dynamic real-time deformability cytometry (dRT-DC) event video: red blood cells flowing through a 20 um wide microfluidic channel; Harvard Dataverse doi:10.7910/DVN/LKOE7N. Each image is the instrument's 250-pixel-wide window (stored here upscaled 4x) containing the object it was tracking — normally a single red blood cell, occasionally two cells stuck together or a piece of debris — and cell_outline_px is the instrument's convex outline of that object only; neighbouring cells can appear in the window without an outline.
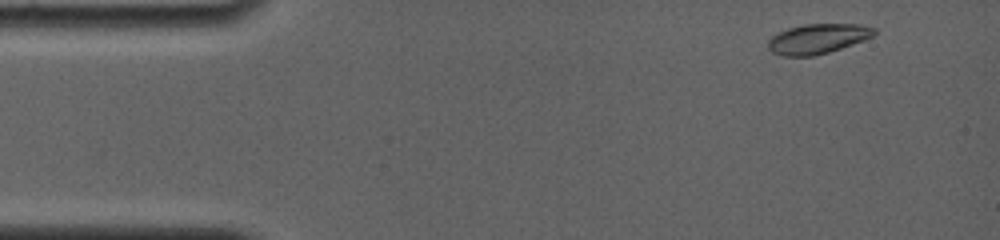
{"species": "common noctule bat (a hibernating species)", "species_latin": "Nyctalus noctula", "temperature_condition": "room temperature", "stored_images_in_passage": 35, "camera_frame_rate_fps": 4000, "um_per_image_px": 0.085, "animal": {"sex": "female", "body_mass_g": 19.0, "forearm_length_mm": 56.7}, "frame": {"image": 1, "passage_image": 2, "time_ms": 0.25, "image_size_px": [1000, 240], "cell_outline_px": [[876, 32], [872, 36], [864, 40], [828, 52], [812, 56], [780, 56], [772, 52], [768, 48], [768, 40], [776, 32], [788, 28], [804, 24], [860, 24], [876, 28]], "centroid_in_image_um": [69.47, 3.29], "position_along_channel_um": 15.5, "area_um2": 18.5}}
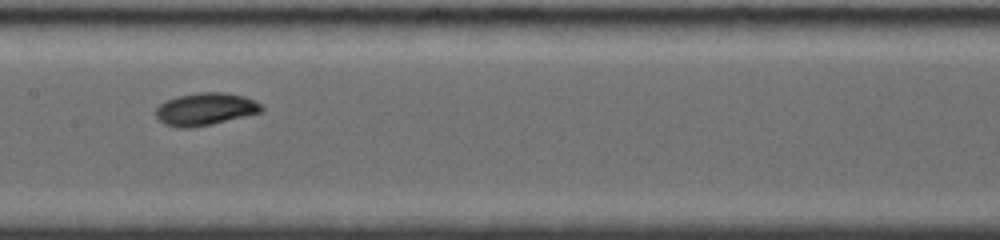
{"frame": {"image": 2, "passage_image": 17, "time_ms": 7.25, "image_size_px": [1000, 240], "cell_outline_px": [[264, 108], [260, 112], [212, 124], [188, 128], [180, 128], [164, 124], [156, 116], [156, 108], [160, 104], [176, 96], [200, 92], [224, 92], [244, 96], [260, 104]], "centroid_in_image_um": [17.43, 9.27], "position_along_channel_um": 190.0, "area_um2": 19.77}}
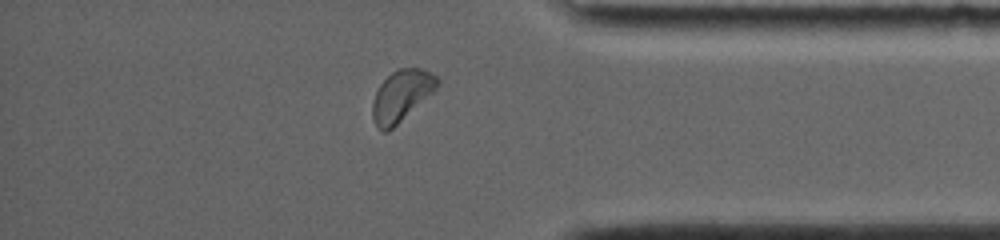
{"frame": {"image": 3, "passage_image": 30, "time_ms": 13.0, "image_size_px": [1000, 240], "cell_outline_px": [[440, 84], [432, 92], [388, 132], [384, 132], [376, 124], [372, 116], [372, 104], [376, 92], [380, 84], [396, 68], [420, 68], [436, 76], [440, 80]], "centroid_in_image_um": [34.11, 8.11], "position_along_channel_um": 401.1, "area_um2": 18.84}, "authors_computed_cell_mechanics": {"area_um2": 18.9584, "velocity_mm_per_s": 3.7722, "shape_relaxation_time_tau1_ms": 3.1971, "shape_relaxation_time_tau2_ms": null, "deformation_change_tau1": 0.0992, "deformation_change_tau2": null}}